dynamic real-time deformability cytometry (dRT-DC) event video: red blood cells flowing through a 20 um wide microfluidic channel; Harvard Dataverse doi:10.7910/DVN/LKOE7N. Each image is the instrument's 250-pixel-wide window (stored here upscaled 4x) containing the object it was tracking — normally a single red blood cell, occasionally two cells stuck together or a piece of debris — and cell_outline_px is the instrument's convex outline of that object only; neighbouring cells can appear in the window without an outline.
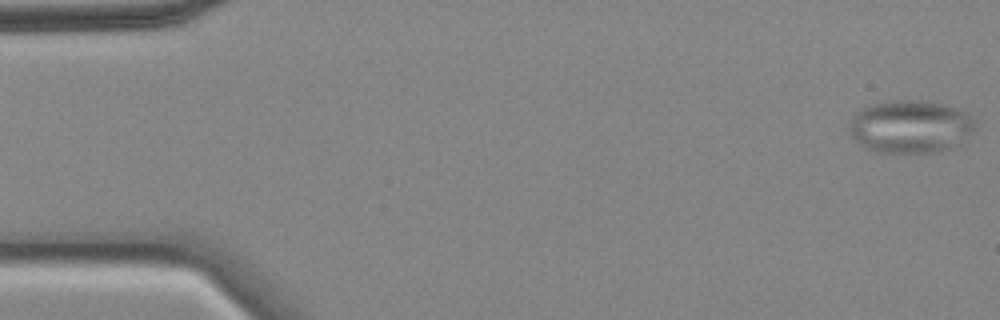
{"species": "common noctule bat (a hibernating species)", "species_latin": "Nyctalus noctula", "temperature_condition": "cold", "stored_images_in_passage": 56, "camera_frame_rate_fps": 3000, "um_per_image_px": 0.085, "animal": {"sex": "female", "body_mass_g": 18.4}, "frame": {"image": 1, "passage_image": 1, "time_ms": 0.0, "image_size_px": [1000, 320], "cell_outline_px": [[976, 132], [960, 144], [952, 148], [940, 152], [876, 152], [864, 148], [848, 132], [848, 120], [856, 112], [872, 104], [896, 100], [920, 100], [944, 104], [960, 108], [968, 112], [976, 120]], "centroid_in_image_um": [77.44, 10.76], "position_along_channel_um": 7.6, "area_um2": 39.65}}
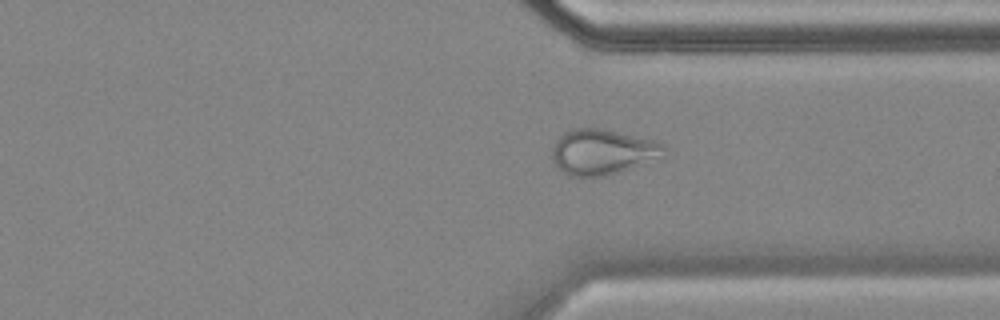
{"frame": {"image": 2, "passage_image": 42, "time_ms": 13.667, "image_size_px": [1000, 320], "cell_outline_px": [[668, 148], [620, 172], [608, 176], [568, 176], [552, 160], [552, 148], [556, 140], [564, 132], [572, 128], [600, 128], [652, 140], [664, 144]], "centroid_in_image_um": [51.07, 12.89], "position_along_channel_um": 360.3, "area_um2": 28.55}}
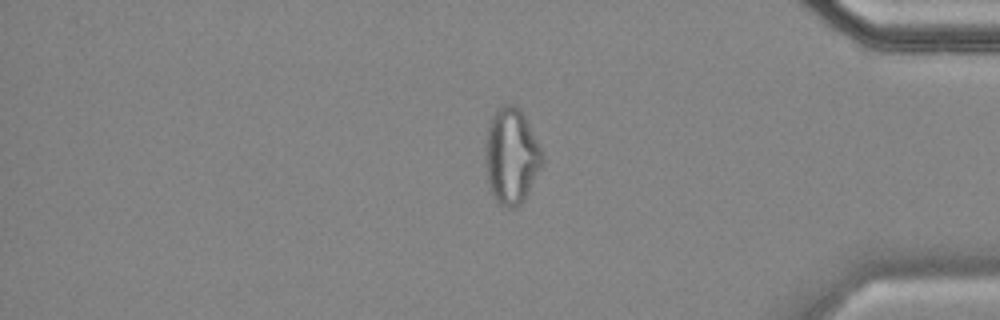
{"frame": {"image": 3, "passage_image": 47, "time_ms": 15.333, "image_size_px": [1000, 320], "cell_outline_px": [[544, 160], [524, 200], [520, 204], [512, 208], [504, 208], [492, 196], [488, 188], [484, 164], [484, 144], [488, 124], [492, 116], [504, 104], [512, 104], [520, 108], [544, 156]], "centroid_in_image_um": [43.41, 13.3], "position_along_channel_um": 391.8, "area_um2": 32.02}}